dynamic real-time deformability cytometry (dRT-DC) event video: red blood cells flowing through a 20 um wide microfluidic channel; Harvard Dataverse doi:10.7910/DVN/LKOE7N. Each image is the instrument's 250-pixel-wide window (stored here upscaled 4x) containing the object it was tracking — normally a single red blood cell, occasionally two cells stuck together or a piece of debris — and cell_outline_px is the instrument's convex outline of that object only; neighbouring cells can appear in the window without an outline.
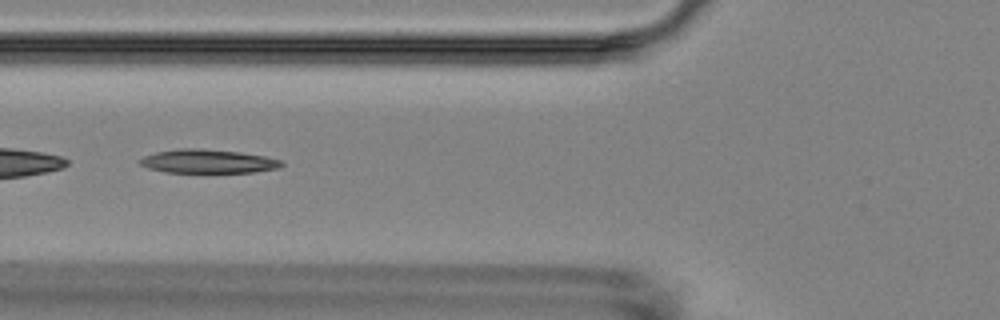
{"species": "Egyptian fruit bat (a non-hibernating species)", "species_latin": "Rousettus aegyptiacus", "temperature_condition": "room temperature", "stored_images_in_passage": 6, "camera_frame_rate_fps": 3000, "um_per_image_px": 0.085, "animal": {"sex": "female"}, "frame": {"image": 1, "passage_image": 2, "time_ms": 1.333, "image_size_px": [1000, 320], "cell_outline_px": [[284, 164], [280, 168], [252, 172], [164, 172], [148, 168], [140, 164], [136, 160], [144, 156], [156, 152], [176, 148], [200, 148], [240, 152], [264, 156], [280, 160]], "centroid_in_image_um": [17.63, 13.7], "position_along_channel_um": 108.2, "area_um2": 19.65}}
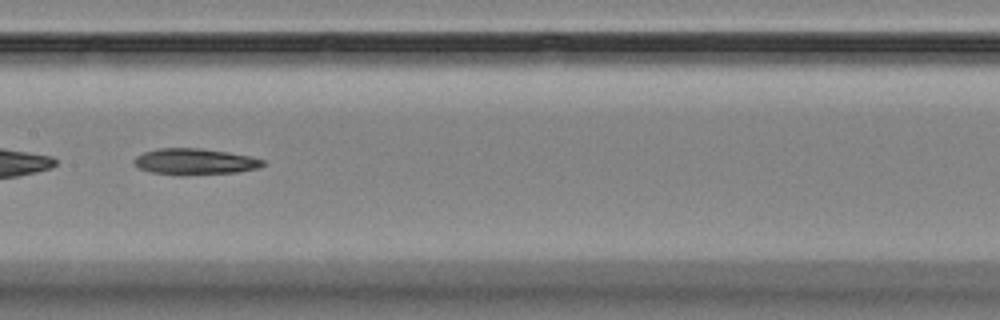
{"frame": {"image": 2, "passage_image": 4, "time_ms": 3.667, "image_size_px": [1000, 320], "cell_outline_px": [[264, 164], [260, 168], [236, 172], [180, 176], [148, 172], [136, 168], [132, 164], [132, 160], [136, 156], [144, 152], [160, 148], [200, 148], [228, 152], [252, 156], [264, 160]], "centroid_in_image_um": [16.5, 13.75], "position_along_channel_um": 190.9, "area_um2": 20.11}}